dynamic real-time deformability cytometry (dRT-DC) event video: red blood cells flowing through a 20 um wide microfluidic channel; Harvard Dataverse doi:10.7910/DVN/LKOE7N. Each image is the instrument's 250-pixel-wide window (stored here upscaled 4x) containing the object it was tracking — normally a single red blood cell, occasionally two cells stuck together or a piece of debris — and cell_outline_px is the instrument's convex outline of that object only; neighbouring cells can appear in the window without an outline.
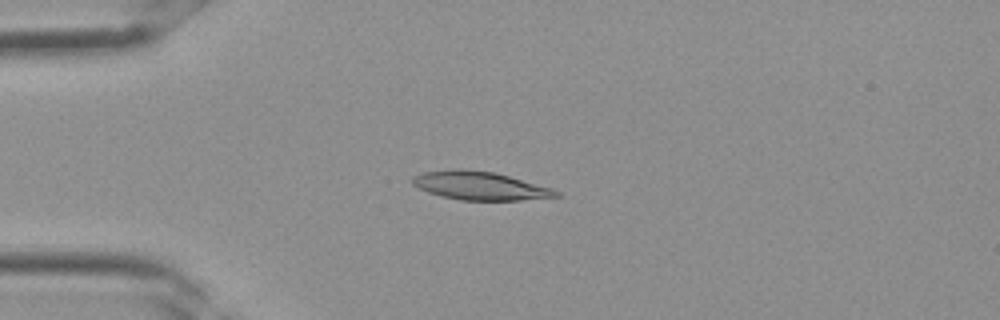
{"species": "Egyptian fruit bat (a non-hibernating species)", "species_latin": "Rousettus aegyptiacus", "temperature_condition": "room temperature", "stored_images_in_passage": 3, "camera_frame_rate_fps": 3000, "um_per_image_px": 0.085, "frame": {"image": 1, "passage_image": 3, "time_ms": 0.667, "image_size_px": [1000, 320], "cell_outline_px": [[564, 196], [520, 200], [460, 200], [440, 196], [428, 192], [412, 184], [412, 176], [424, 172], [456, 168], [464, 168], [492, 172], [508, 176], [552, 188], [560, 192]], "centroid_in_image_um": [40.79, 15.79], "position_along_channel_um": 44.2, "area_um2": 23.76}}